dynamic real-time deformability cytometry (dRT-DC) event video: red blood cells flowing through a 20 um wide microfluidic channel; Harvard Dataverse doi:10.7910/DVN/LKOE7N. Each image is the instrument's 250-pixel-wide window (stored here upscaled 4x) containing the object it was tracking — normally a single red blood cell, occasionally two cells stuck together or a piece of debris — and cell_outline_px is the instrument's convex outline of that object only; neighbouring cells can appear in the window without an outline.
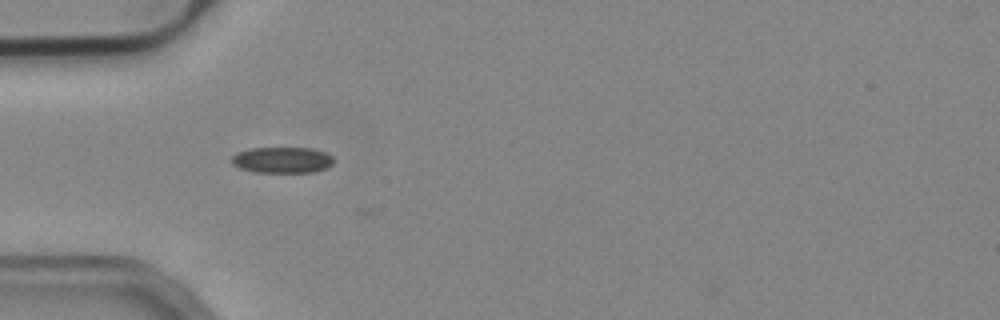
{"species": "common noctule bat (a hibernating species)", "species_latin": "Nyctalus noctula", "temperature_condition": "cold", "stored_images_in_passage": 26, "camera_frame_rate_fps": 3000, "um_per_image_px": 0.085, "animal": {"sex": "male", "body_mass_g": 19.2, "forearm_length_mm": 51.8}, "frame": {"image": 1, "passage_image": 2, "time_ms": 0.333, "image_size_px": [1000, 320], "cell_outline_px": [[332, 164], [328, 168], [312, 172], [252, 172], [240, 168], [232, 164], [232, 156], [236, 152], [252, 148], [312, 148], [324, 152], [332, 156]], "centroid_in_image_um": [23.97, 13.6], "position_along_channel_um": 61.0, "area_um2": 15.49}}
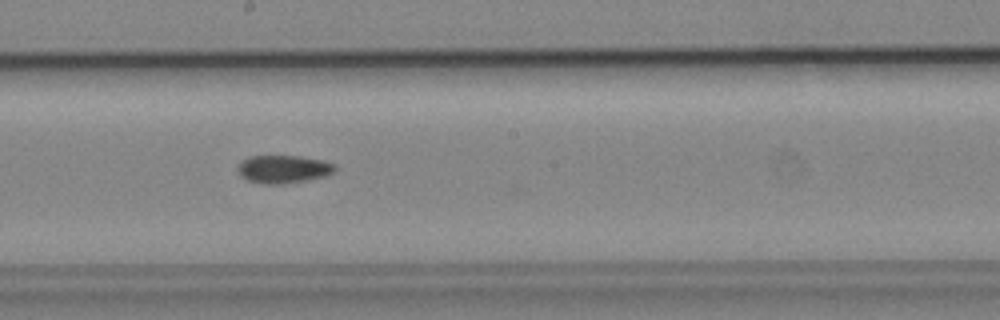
{"frame": {"image": 2, "passage_image": 15, "time_ms": 4.667, "image_size_px": [1000, 320], "cell_outline_px": [[336, 168], [332, 172], [324, 176], [284, 184], [264, 184], [248, 180], [240, 176], [236, 168], [240, 160], [248, 156], [300, 156], [324, 160], [336, 164]], "centroid_in_image_um": [24.04, 14.36], "position_along_channel_um": 224.2, "area_um2": 15.95}}